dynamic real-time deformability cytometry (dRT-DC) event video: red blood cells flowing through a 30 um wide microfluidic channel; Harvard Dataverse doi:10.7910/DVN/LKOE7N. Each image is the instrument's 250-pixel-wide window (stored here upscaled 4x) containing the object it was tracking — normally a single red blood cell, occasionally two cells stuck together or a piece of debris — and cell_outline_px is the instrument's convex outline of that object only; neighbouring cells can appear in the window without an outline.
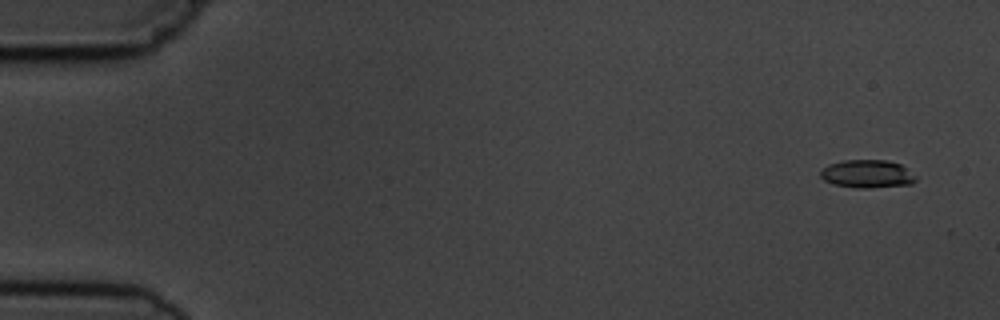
{"species": "common noctule bat (a hibernating species)", "species_latin": "Nyctalus noctula", "temperature_condition": "cold", "stored_images_in_passage": 6, "camera_frame_rate_fps": 3000, "um_per_image_px": 0.085, "animal": {"sex": "male", "body_mass_g": 19.5, "forearm_length_mm": 54.6}, "frame": {"image": 1, "passage_image": 1, "time_ms": 0.0, "image_size_px": [1000, 320], "cell_outline_px": [[916, 180], [912, 184], [868, 188], [856, 188], [832, 184], [824, 180], [820, 176], [820, 172], [828, 164], [844, 160], [888, 160], [900, 164], [916, 176]], "centroid_in_image_um": [73.7, 14.78], "position_along_channel_um": 11.3, "area_um2": 15.61}}